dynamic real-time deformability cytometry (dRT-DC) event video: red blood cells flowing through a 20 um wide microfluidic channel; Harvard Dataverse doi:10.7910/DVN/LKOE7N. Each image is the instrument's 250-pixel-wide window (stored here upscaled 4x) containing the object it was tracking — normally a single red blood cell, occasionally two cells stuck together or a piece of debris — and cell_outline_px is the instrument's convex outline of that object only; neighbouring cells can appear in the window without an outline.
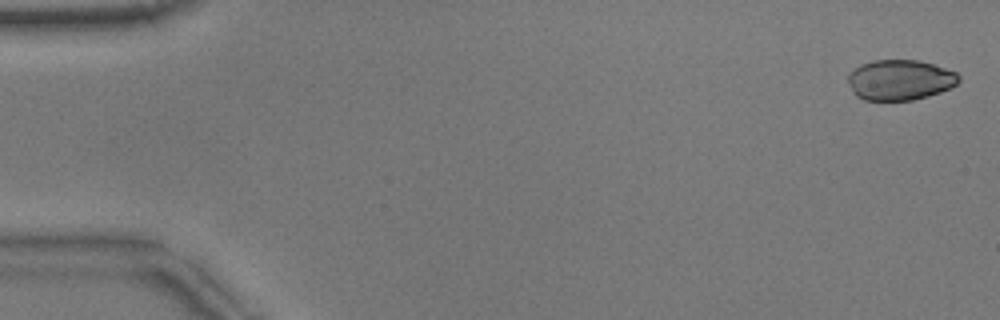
{"species": "common noctule bat (a hibernating species)", "species_latin": "Nyctalus noctula", "temperature_condition": "warm", "stored_images_in_passage": 53, "segment_of_instrument_passage": [1, 2], "camera_frame_rate_fps": 3000, "um_per_image_px": 0.085, "animal": {"sex": "male", "body_mass_g": 17.9}, "frame": {"image": 1, "passage_image": 1, "time_ms": 0.0, "image_size_px": [1000, 320], "cell_outline_px": [[960, 80], [956, 84], [940, 92], [928, 96], [912, 100], [864, 100], [856, 96], [852, 92], [848, 80], [848, 72], [860, 64], [872, 60], [916, 60], [932, 64], [956, 72], [960, 76]], "centroid_in_image_um": [76.46, 6.79], "position_along_channel_um": 8.5, "area_um2": 26.13}}
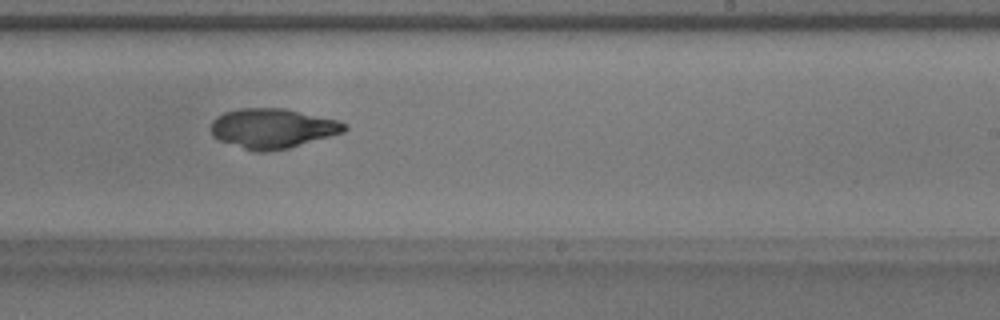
{"frame": {"image": 2, "passage_image": 32, "time_ms": 10.333, "image_size_px": [1000, 320], "cell_outline_px": [[348, 128], [344, 132], [288, 148], [268, 152], [256, 152], [216, 140], [212, 136], [208, 128], [212, 120], [216, 116], [224, 112], [240, 108], [284, 108], [336, 120], [348, 124]], "centroid_in_image_um": [23.09, 10.92], "position_along_channel_um": 265.9, "area_um2": 31.21}}
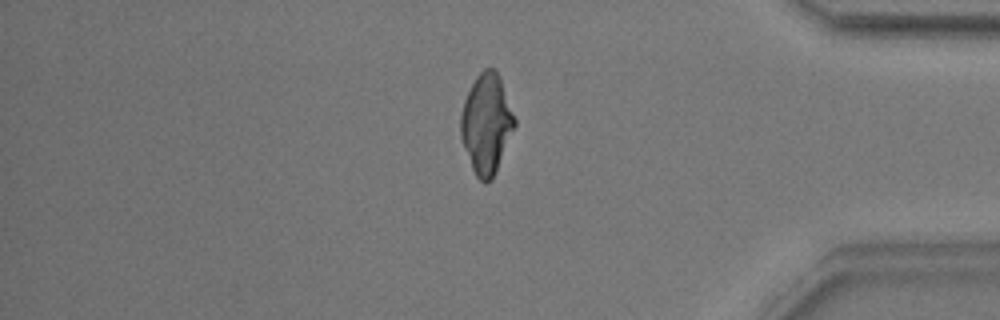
{"frame": {"image": 3, "passage_image": 44, "time_ms": 14.333, "image_size_px": [1000, 320], "cell_outline_px": [[516, 124], [496, 172], [492, 180], [488, 184], [484, 184], [476, 176], [472, 168], [464, 148], [460, 136], [460, 116], [464, 100], [476, 76], [484, 68], [496, 68], [516, 120]], "centroid_in_image_um": [41.34, 10.54], "position_along_channel_um": 393.9, "area_um2": 31.27}}